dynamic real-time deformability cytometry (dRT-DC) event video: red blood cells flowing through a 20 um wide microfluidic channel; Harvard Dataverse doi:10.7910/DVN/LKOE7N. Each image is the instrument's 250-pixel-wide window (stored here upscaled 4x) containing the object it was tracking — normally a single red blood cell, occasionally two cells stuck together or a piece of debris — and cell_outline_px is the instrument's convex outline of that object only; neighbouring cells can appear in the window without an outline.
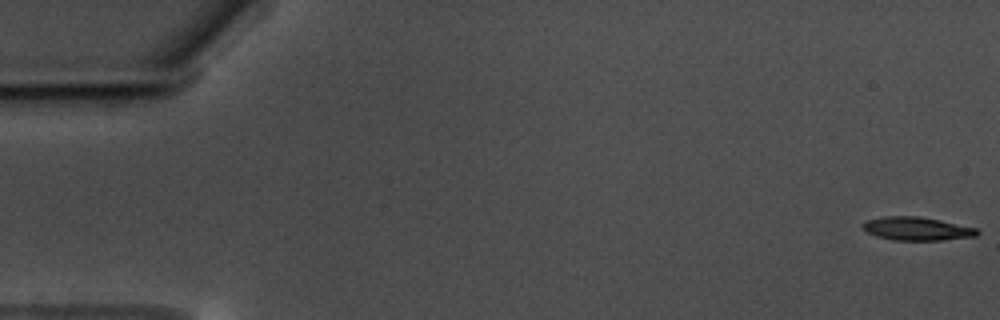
{"species": "common noctule bat (a hibernating species)", "species_latin": "Nyctalus noctula", "temperature_condition": "warm", "stored_images_in_passage": 17, "camera_frame_rate_fps": 3000, "um_per_image_px": 0.085, "animal": {"sex": "male", "body_mass_g": 17.5, "forearm_length_mm": 52.3}, "frame": {"image": 1, "passage_image": 1, "time_ms": 0.0, "image_size_px": [1000, 320], "cell_outline_px": [[980, 232], [976, 236], [940, 240], [896, 240], [876, 236], [868, 232], [860, 224], [864, 220], [884, 216], [920, 216], [940, 220], [976, 228]], "centroid_in_image_um": [77.9, 19.43], "position_along_channel_um": 7.1, "area_um2": 15.55}}
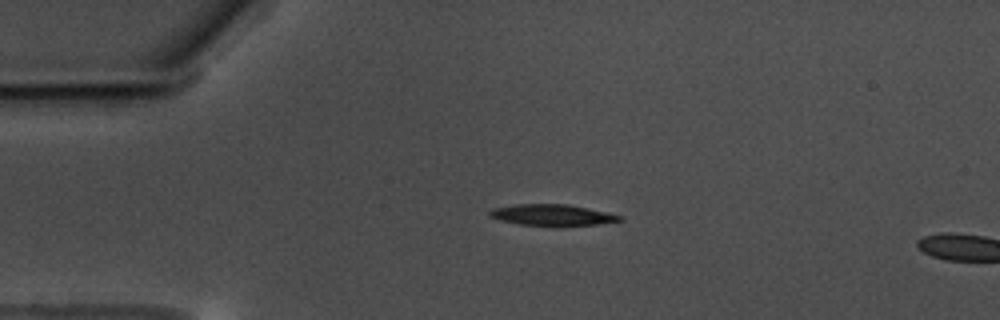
{"frame": {"image": 2, "passage_image": 14, "time_ms": 4.333, "image_size_px": [1000, 320], "cell_outline_px": [[624, 220], [596, 224], [520, 224], [500, 220], [488, 216], [488, 212], [492, 208], [516, 204], [568, 204], [588, 208], [624, 216]], "centroid_in_image_um": [46.91, 18.24], "position_along_channel_um": 38.1, "area_um2": 15.55}}